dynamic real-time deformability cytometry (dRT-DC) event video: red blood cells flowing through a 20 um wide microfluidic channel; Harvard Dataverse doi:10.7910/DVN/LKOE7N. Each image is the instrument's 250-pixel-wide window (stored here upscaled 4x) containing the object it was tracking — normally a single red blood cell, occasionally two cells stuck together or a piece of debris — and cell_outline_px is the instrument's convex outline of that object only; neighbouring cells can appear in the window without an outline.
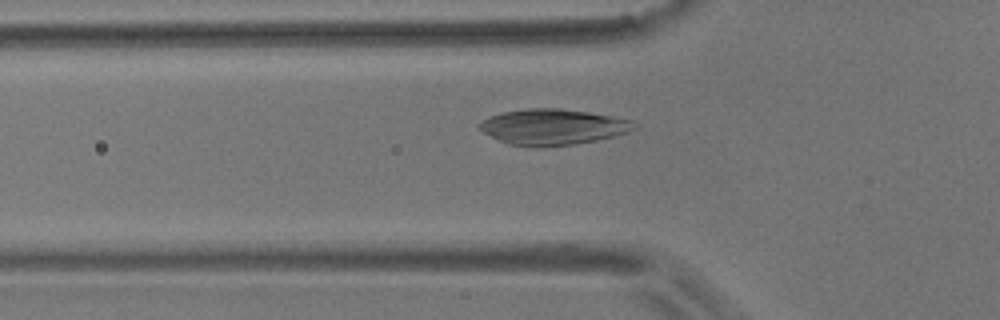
{"species": "common noctule bat (a hibernating species)", "species_latin": "Nyctalus noctula", "temperature_condition": "room temperature", "stored_images_in_passage": 6, "camera_frame_rate_fps": 3000, "um_per_image_px": 0.085, "animal": {"sex": "male", "body_mass_g": 17.9}, "frame": {"image": 1, "passage_image": 5, "time_ms": 1.333, "image_size_px": [1000, 320], "cell_outline_px": [[636, 128], [628, 132], [596, 140], [576, 144], [544, 148], [540, 148], [508, 144], [476, 128], [476, 124], [492, 116], [504, 112], [528, 108], [560, 108], [588, 112], [612, 116], [632, 120], [636, 124]], "centroid_in_image_um": [46.99, 10.8], "position_along_channel_um": 78.8, "area_um2": 32.31}}